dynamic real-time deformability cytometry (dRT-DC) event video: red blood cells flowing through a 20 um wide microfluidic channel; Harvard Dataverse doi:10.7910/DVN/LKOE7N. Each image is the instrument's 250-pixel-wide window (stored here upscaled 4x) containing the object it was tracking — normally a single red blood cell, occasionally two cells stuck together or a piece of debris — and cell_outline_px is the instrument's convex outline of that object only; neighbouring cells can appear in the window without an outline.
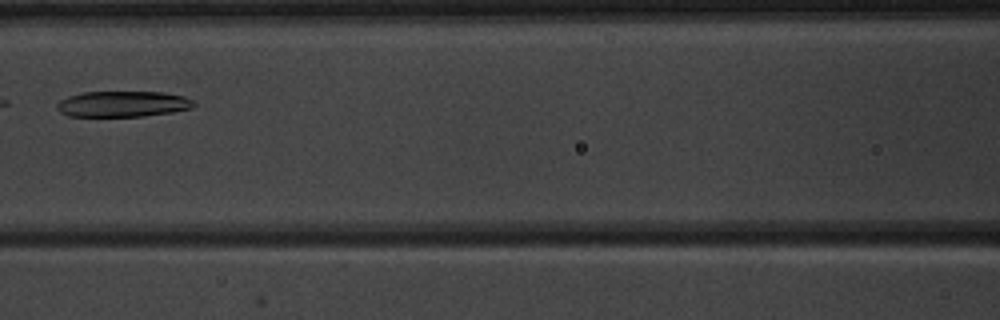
{"species": "common noctule bat (a hibernating species)", "species_latin": "Nyctalus noctula", "temperature_condition": "warm", "stored_images_in_passage": 5, "camera_frame_rate_fps": 3000, "um_per_image_px": 0.085, "animal": {"sex": "male", "body_mass_g": 20.1, "forearm_length_mm": 53.5}, "frame": {"image": 1, "passage_image": 5, "time_ms": 4.667, "image_size_px": [1000, 320], "cell_outline_px": [[196, 104], [192, 108], [172, 112], [144, 116], [68, 116], [60, 112], [56, 108], [56, 104], [60, 100], [68, 96], [84, 92], [164, 92], [184, 96], [192, 100]], "centroid_in_image_um": [10.43, 8.84], "position_along_channel_um": 156.2, "area_um2": 20.63}}